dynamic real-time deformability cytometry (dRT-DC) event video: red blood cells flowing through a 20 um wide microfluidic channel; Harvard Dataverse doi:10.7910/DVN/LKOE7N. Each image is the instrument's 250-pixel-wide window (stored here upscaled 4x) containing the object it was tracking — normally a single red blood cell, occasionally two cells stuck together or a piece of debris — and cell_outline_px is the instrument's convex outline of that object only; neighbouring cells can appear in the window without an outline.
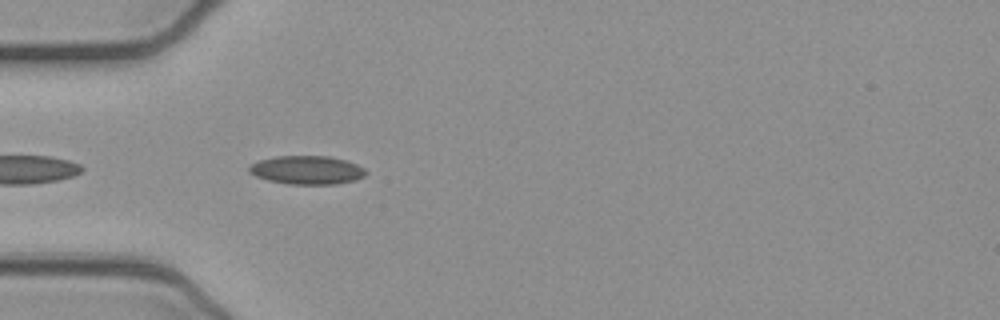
{"species": "common noctule bat (a hibernating species)", "species_latin": "Nyctalus noctula", "temperature_condition": "cold", "stored_images_in_passage": 18, "camera_frame_rate_fps": 3000, "um_per_image_px": 0.085, "animal": {"sex": "female", "body_mass_g": 21.9}, "frame": {"image": 1, "passage_image": 3, "time_ms": 0.667, "image_size_px": [1000, 320], "cell_outline_px": [[368, 172], [364, 176], [356, 180], [336, 184], [288, 184], [268, 180], [256, 176], [248, 172], [248, 168], [252, 164], [260, 160], [276, 156], [328, 156], [344, 160], [356, 164], [364, 168]], "centroid_in_image_um": [26.1, 14.46], "position_along_channel_um": 58.9, "area_um2": 19.36}}
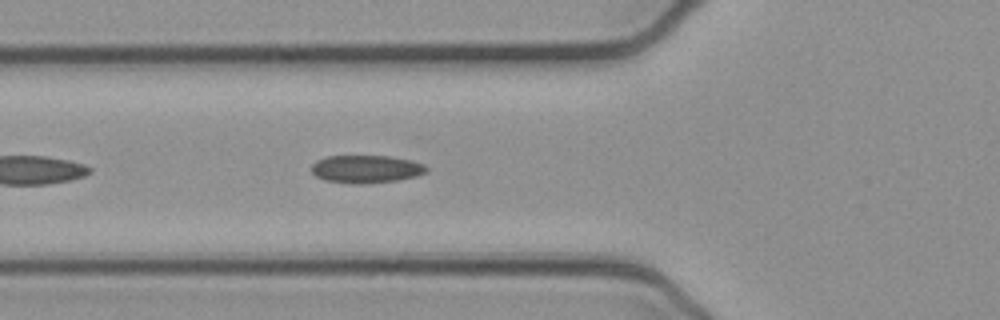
{"frame": {"image": 2, "passage_image": 6, "time_ms": 1.667, "image_size_px": [1000, 320], "cell_outline_px": [[428, 172], [416, 176], [396, 180], [368, 184], [348, 184], [324, 180], [316, 176], [312, 172], [312, 164], [316, 160], [324, 156], [392, 156], [412, 160], [424, 164], [428, 168]], "centroid_in_image_um": [31.12, 14.37], "position_along_channel_um": 94.7, "area_um2": 18.96}}
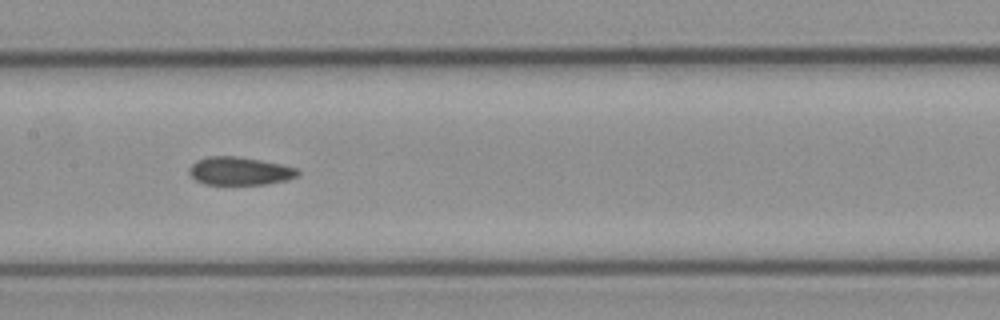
{"frame": {"image": 3, "passage_image": 13, "time_ms": 4.0, "image_size_px": [1000, 320], "cell_outline_px": [[300, 172], [296, 176], [288, 180], [264, 184], [204, 184], [196, 180], [188, 172], [188, 168], [196, 160], [208, 156], [236, 156], [284, 164], [296, 168]], "centroid_in_image_um": [20.36, 14.53], "position_along_channel_um": 187.0, "area_um2": 17.8}}